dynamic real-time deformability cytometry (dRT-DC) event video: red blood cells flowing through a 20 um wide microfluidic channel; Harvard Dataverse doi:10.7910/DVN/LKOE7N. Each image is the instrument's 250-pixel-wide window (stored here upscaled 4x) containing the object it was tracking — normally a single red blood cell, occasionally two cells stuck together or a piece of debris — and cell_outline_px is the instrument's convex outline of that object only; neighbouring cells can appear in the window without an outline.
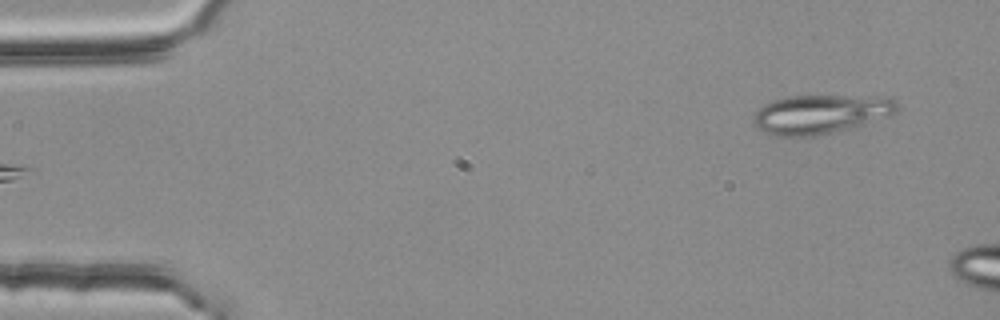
{"species": "common noctule bat (a hibernating species)", "species_latin": "Nyctalus noctula", "temperature_condition": "room temperature", "stored_images_in_passage": 4, "camera_frame_rate_fps": 3000, "um_per_image_px": 0.085, "animal": {"sex": "female", "body_mass_g": 25.1}, "frame": {"image": 1, "passage_image": 4, "time_ms": 1.0, "image_size_px": [1000, 320], "cell_outline_px": [[896, 112], [888, 116], [832, 132], [812, 136], [776, 136], [756, 128], [752, 124], [752, 120], [756, 112], [760, 108], [772, 100], [788, 96], [888, 96], [896, 100]], "centroid_in_image_um": [69.71, 9.69], "position_along_channel_um": 15.3, "area_um2": 32.31}}